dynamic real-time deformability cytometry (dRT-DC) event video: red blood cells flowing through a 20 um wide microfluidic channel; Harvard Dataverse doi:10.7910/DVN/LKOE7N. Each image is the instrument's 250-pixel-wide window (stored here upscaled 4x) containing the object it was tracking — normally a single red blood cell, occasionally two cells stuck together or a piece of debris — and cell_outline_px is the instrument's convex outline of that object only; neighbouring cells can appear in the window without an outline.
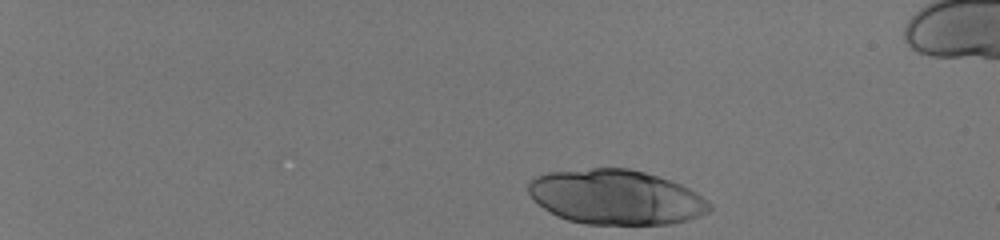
{"species": "human", "species_latin": "Homo sapiens", "temperature_condition": "room temperature", "stored_images_in_passage": 20, "camera_frame_rate_fps": 3000, "um_per_image_px": 0.085, "donor": {"sex": "male"}, "frame": {"image": 1, "passage_image": 1, "time_ms": 0.0, "image_size_px": [1000, 240], "cell_outline_px": [[712, 208], [708, 212], [688, 220], [668, 224], [584, 224], [568, 220], [556, 216], [544, 208], [528, 192], [528, 184], [536, 176], [548, 172], [592, 168], [628, 168], [644, 172], [680, 184], [696, 192], [708, 200], [712, 204]], "centroid_in_image_um": [52.37, 16.76], "position_along_channel_um": 32.6, "area_um2": 57.63}}
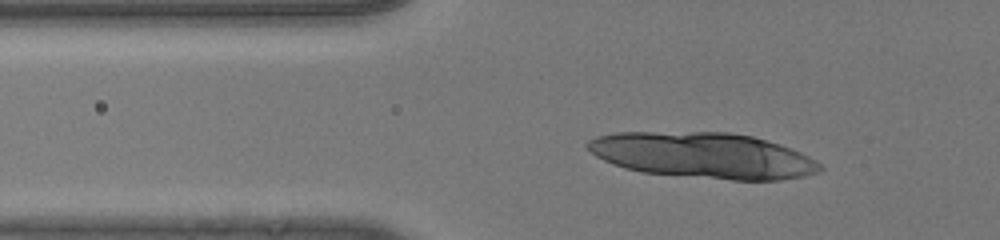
{"frame": {"image": 2, "passage_image": 12, "time_ms": 3.667, "image_size_px": [1000, 240], "cell_outline_px": [[824, 168], [816, 172], [804, 176], [780, 180], [732, 180], [640, 172], [624, 168], [604, 160], [596, 156], [584, 144], [588, 140], [596, 136], [616, 132], [728, 132], [752, 136], [780, 144], [792, 148], [816, 160]], "centroid_in_image_um": [59.76, 13.2], "position_along_channel_um": 66.0, "area_um2": 62.02}}